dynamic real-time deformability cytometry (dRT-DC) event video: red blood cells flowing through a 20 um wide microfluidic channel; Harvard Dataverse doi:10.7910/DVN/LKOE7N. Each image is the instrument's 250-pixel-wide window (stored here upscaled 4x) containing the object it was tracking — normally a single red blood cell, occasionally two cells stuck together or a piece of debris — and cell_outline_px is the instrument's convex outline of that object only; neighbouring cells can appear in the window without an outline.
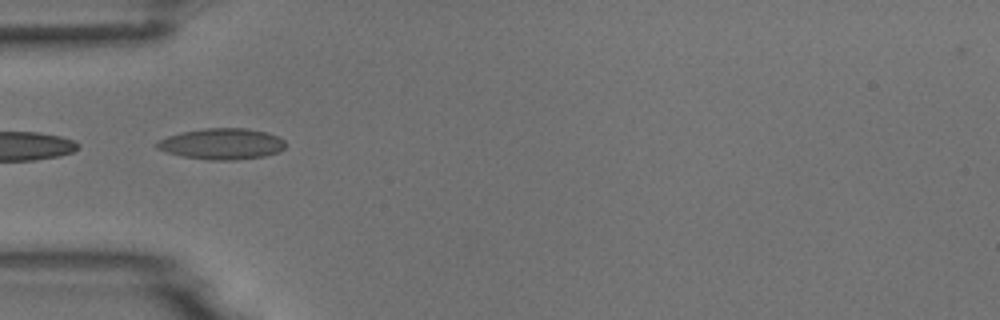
{"species": "common noctule bat (a hibernating species)", "species_latin": "Nyctalus noctula", "temperature_condition": "room temperature", "stored_images_in_passage": 5, "camera_frame_rate_fps": 3000, "um_per_image_px": 0.085, "animal": {"sex": "male", "body_mass_g": 18.8}, "frame": {"image": 1, "passage_image": 4, "time_ms": 3.667, "image_size_px": [1000, 320], "cell_outline_px": [[284, 148], [280, 152], [264, 156], [236, 160], [208, 160], [184, 156], [168, 152], [156, 148], [156, 144], [160, 140], [168, 136], [184, 132], [204, 128], [244, 128], [268, 132], [284, 140]], "centroid_in_image_um": [18.9, 12.23], "position_along_channel_um": 66.1, "area_um2": 23.06}}